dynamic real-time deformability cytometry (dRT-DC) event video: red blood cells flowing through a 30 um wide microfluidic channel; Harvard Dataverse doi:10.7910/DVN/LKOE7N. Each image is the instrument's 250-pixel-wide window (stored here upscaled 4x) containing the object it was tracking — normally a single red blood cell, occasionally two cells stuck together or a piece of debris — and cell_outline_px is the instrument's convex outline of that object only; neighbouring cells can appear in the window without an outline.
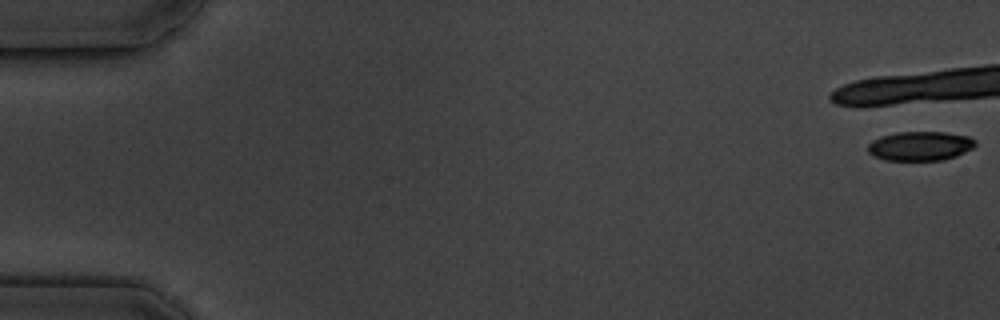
{"species": "common noctule bat (a hibernating species)", "species_latin": "Nyctalus noctula", "temperature_condition": "cold", "stored_images_in_passage": 15, "camera_frame_rate_fps": 3000, "um_per_image_px": 0.085, "animal": {"sex": "male", "body_mass_g": 19.5, "forearm_length_mm": 54.6}, "frame": {"image": 1, "passage_image": 1, "time_ms": 0.0, "image_size_px": [1000, 320], "cell_outline_px": [[976, 144], [972, 148], [956, 156], [944, 160], [884, 160], [868, 152], [868, 144], [872, 140], [880, 136], [896, 132], [944, 132], [968, 136], [976, 140]], "centroid_in_image_um": [78.21, 12.4], "position_along_channel_um": 6.8, "area_um2": 18.32}, "authors_computed_cell_mechanics": {"area_um2": 20.1722, "velocity_mm_per_s": 3.4598, "shape_relaxation_time_tau1_ms": 4.3348, "shape_relaxation_time_tau2_ms": 7.6302, "deformation_change_tau1": 0.1332, "deformation_change_tau2": 0.1285}}